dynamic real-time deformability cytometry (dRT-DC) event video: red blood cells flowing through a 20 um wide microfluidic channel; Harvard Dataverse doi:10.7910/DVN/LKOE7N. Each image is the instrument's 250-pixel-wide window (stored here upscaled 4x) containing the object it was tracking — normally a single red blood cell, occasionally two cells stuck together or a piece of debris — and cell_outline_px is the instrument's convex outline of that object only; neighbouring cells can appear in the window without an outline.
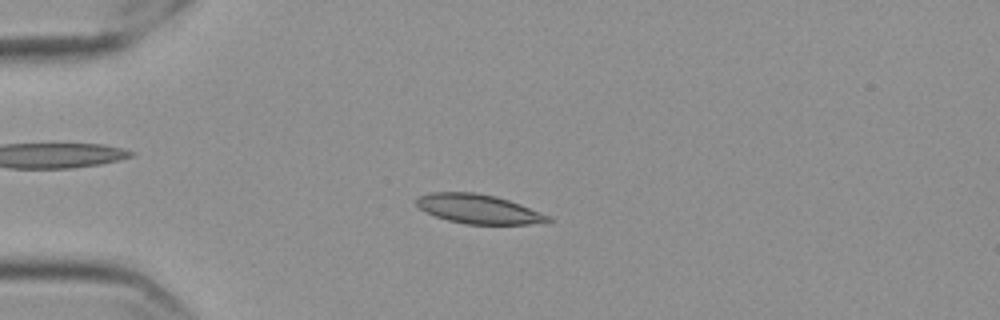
{"species": "Egyptian fruit bat (a non-hibernating species)", "species_latin": "Rousettus aegyptiacus", "temperature_condition": "cold", "stored_images_in_passage": 58, "camera_frame_rate_fps": 3000, "um_per_image_px": 0.085, "frame": {"image": 1, "passage_image": 15, "time_ms": 4.667, "image_size_px": [1000, 320], "cell_outline_px": [[552, 220], [528, 224], [464, 224], [448, 220], [424, 212], [416, 204], [416, 200], [420, 196], [432, 192], [476, 192], [496, 196], [520, 204], [552, 216]], "centroid_in_image_um": [40.67, 17.76], "position_along_channel_um": 44.3, "area_um2": 22.37}}
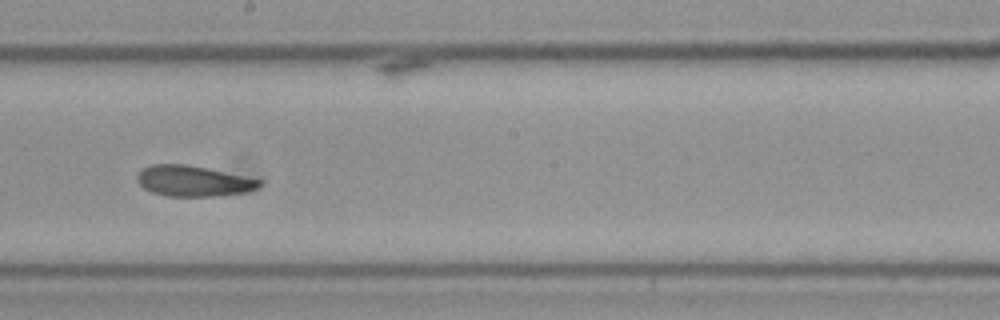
{"frame": {"image": 2, "passage_image": 33, "time_ms": 10.667, "image_size_px": [1000, 320], "cell_outline_px": [[264, 180], [256, 188], [244, 192], [220, 196], [168, 196], [152, 192], [144, 188], [136, 180], [136, 176], [144, 168], [152, 164], [184, 164]], "centroid_in_image_um": [16.41, 15.39], "position_along_channel_um": 231.8, "area_um2": 21.56}}
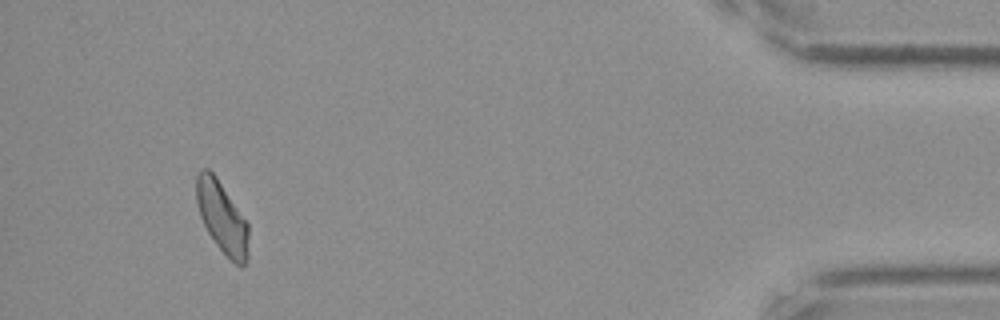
{"frame": {"image": 3, "passage_image": 54, "time_ms": 17.667, "image_size_px": [1000, 320], "cell_outline_px": [[248, 260], [244, 264], [236, 264], [216, 244], [208, 232], [200, 216], [196, 200], [196, 176], [200, 168], [208, 168], [216, 176], [248, 224]], "centroid_in_image_um": [18.85, 18.44], "position_along_channel_um": 416.3, "area_um2": 21.39}}